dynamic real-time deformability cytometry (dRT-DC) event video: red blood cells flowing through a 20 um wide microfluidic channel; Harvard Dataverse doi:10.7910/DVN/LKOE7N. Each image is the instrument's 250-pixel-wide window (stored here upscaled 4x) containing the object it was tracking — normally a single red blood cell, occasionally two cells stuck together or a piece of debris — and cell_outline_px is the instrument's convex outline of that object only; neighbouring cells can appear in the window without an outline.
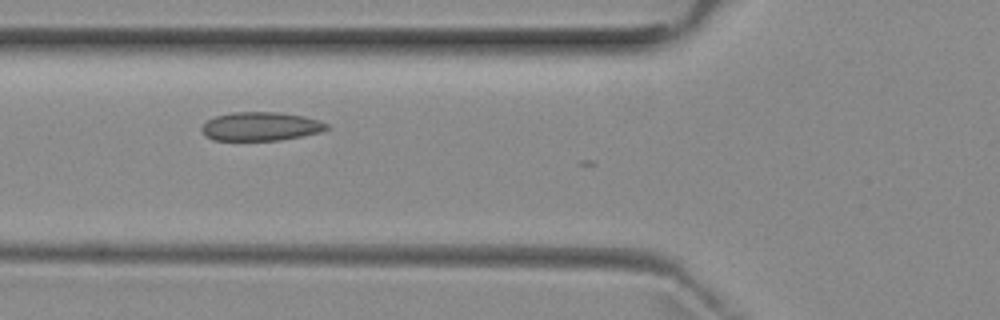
{"species": "common noctule bat (a hibernating species)", "species_latin": "Nyctalus noctula", "temperature_condition": "room temperature", "stored_images_in_passage": 8, "camera_frame_rate_fps": 3000, "um_per_image_px": 0.085, "animal": {"sex": "female", "body_mass_g": 29.2, "forearm_length_mm": 56.3}, "frame": {"image": 1, "passage_image": 6, "time_ms": 5.667, "image_size_px": [1000, 320], "cell_outline_px": [[332, 128], [320, 132], [280, 140], [212, 140], [204, 136], [200, 128], [208, 120], [216, 116], [232, 112], [276, 112], [304, 116], [320, 120], [328, 124]], "centroid_in_image_um": [22.17, 10.74], "position_along_channel_um": 103.6, "area_um2": 20.98}}
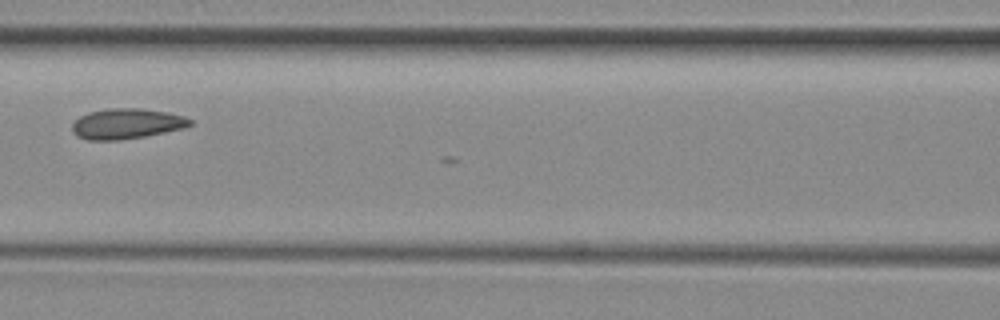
{"frame": {"image": 2, "passage_image": 7, "time_ms": 7.0, "image_size_px": [1000, 320], "cell_outline_px": [[192, 124], [184, 128], [144, 136], [120, 140], [88, 140], [76, 136], [72, 132], [72, 124], [80, 116], [88, 112], [108, 108], [140, 108], [168, 112], [184, 116], [192, 120]], "centroid_in_image_um": [10.74, 10.51], "position_along_channel_um": 155.9, "area_um2": 20.92}}